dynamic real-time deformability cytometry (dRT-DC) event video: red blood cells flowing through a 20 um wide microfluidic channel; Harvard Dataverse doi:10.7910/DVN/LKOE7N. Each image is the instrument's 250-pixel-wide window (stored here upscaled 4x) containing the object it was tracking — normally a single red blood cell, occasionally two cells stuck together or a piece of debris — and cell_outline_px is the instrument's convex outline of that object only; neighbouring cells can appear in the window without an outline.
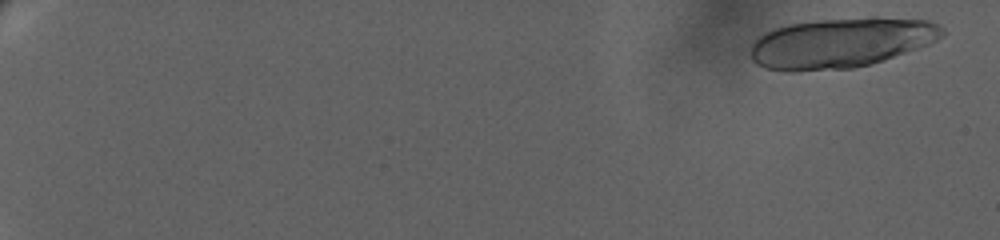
{"species": "human", "species_latin": "Homo sapiens", "temperature_condition": "warm", "stored_images_in_passage": 42, "camera_frame_rate_fps": 3000, "um_per_image_px": 0.085, "donor": {"sex": "female"}, "frame": {"image": 1, "passage_image": 4, "time_ms": 0.667, "image_size_px": [1000, 240], "cell_outline_px": [[944, 36], [928, 44], [884, 60], [872, 64], [852, 68], [792, 72], [788, 72], [764, 68], [756, 64], [752, 60], [752, 44], [756, 36], [772, 28], [788, 24], [816, 20], [868, 16], [876, 16], [928, 20], [940, 24], [944, 28]], "centroid_in_image_um": [71.47, 3.62], "position_along_channel_um": 13.5, "area_um2": 56.82}}
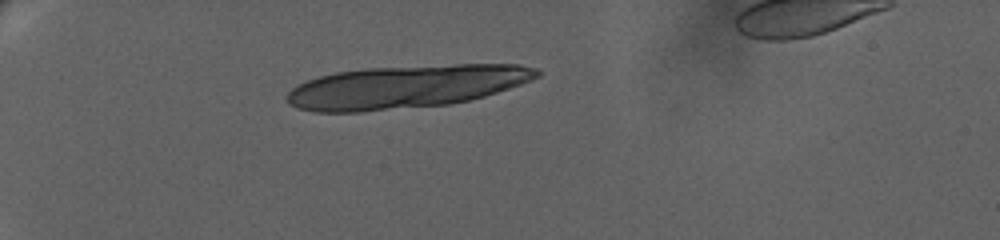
{"frame": {"image": 2, "passage_image": 28, "time_ms": 7.333, "image_size_px": [1000, 240], "cell_outline_px": [[540, 76], [520, 84], [484, 96], [468, 100], [448, 104], [360, 112], [312, 112], [296, 108], [288, 104], [288, 92], [296, 84], [320, 76], [336, 72], [368, 68], [456, 64], [520, 64], [536, 68], [540, 72]], "centroid_in_image_um": [34.47, 7.37], "position_along_channel_um": 50.5, "area_um2": 62.48}}